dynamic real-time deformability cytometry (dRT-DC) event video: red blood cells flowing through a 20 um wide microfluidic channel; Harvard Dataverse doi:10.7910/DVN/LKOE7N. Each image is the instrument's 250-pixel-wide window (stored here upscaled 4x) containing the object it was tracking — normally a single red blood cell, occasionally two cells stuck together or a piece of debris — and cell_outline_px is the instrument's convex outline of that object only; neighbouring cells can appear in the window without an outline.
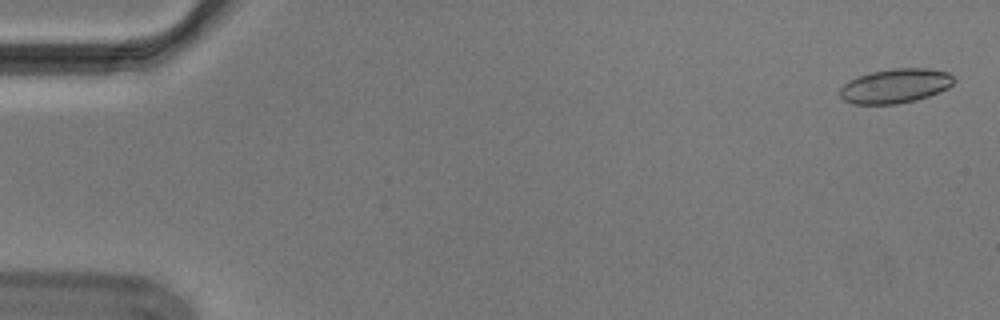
{"species": "Egyptian fruit bat (a non-hibernating species)", "species_latin": "Rousettus aegyptiacus", "temperature_condition": "cold", "stored_images_in_passage": 55, "camera_frame_rate_fps": 3000, "um_per_image_px": 0.085, "animal": {"sex": "male"}, "frame": {"image": 1, "passage_image": 2, "time_ms": 0.333, "image_size_px": [1000, 320], "cell_outline_px": [[956, 80], [948, 88], [928, 96], [916, 100], [896, 104], [852, 104], [844, 100], [840, 96], [840, 88], [848, 80], [872, 72], [892, 68], [928, 68], [948, 72]], "centroid_in_image_um": [76.1, 7.3], "position_along_channel_um": 8.9, "area_um2": 22.83}}
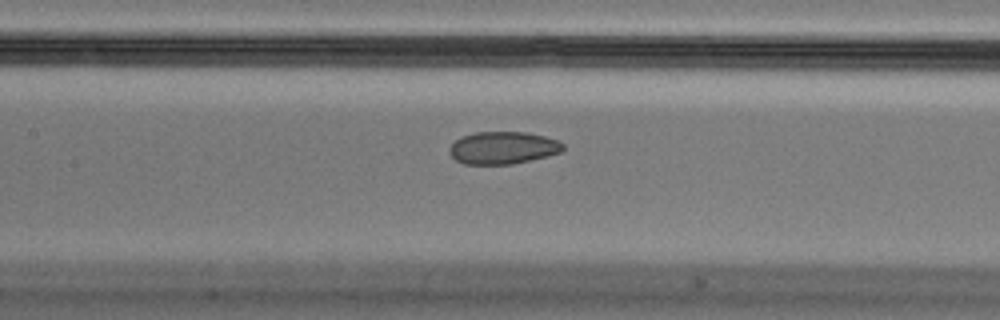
{"frame": {"image": 2, "passage_image": 26, "time_ms": 8.333, "image_size_px": [1000, 320], "cell_outline_px": [[564, 148], [560, 152], [548, 156], [512, 164], [464, 164], [456, 160], [448, 152], [448, 148], [460, 136], [476, 132], [528, 132], [544, 136], [556, 140], [564, 144]], "centroid_in_image_um": [42.73, 12.56], "position_along_channel_um": 164.7, "area_um2": 21.5}}
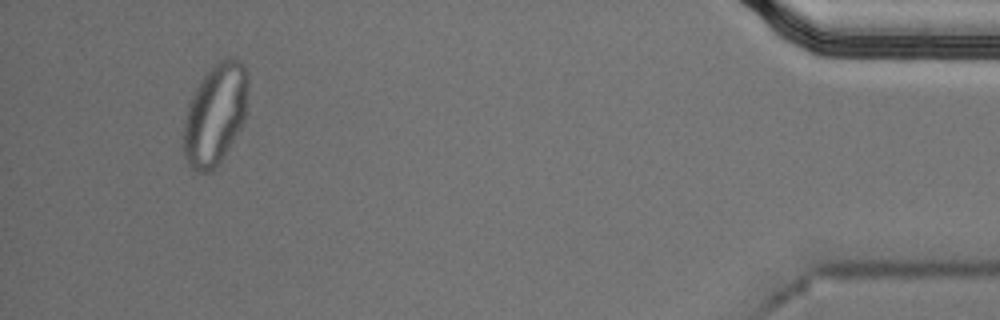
{"frame": {"image": 3, "passage_image": 52, "time_ms": 17.0, "image_size_px": [1000, 320], "cell_outline_px": [[248, 84], [244, 120], [240, 128], [224, 156], [212, 172], [196, 172], [188, 164], [184, 156], [184, 120], [188, 104], [196, 88], [204, 76], [224, 56], [232, 56], [240, 60], [244, 64], [248, 72]], "centroid_in_image_um": [18.31, 9.7], "position_along_channel_um": 416.9, "area_um2": 37.97}, "authors_computed_cell_mechanics": {"area_um2": 23.1778, "velocity_mm_per_s": 3.6736, "shape_relaxation_time_tau1_ms": null, "shape_relaxation_time_tau2_ms": 1.2428, "deformation_change_tau1": null, "deformation_change_tau2": 0.0457}}